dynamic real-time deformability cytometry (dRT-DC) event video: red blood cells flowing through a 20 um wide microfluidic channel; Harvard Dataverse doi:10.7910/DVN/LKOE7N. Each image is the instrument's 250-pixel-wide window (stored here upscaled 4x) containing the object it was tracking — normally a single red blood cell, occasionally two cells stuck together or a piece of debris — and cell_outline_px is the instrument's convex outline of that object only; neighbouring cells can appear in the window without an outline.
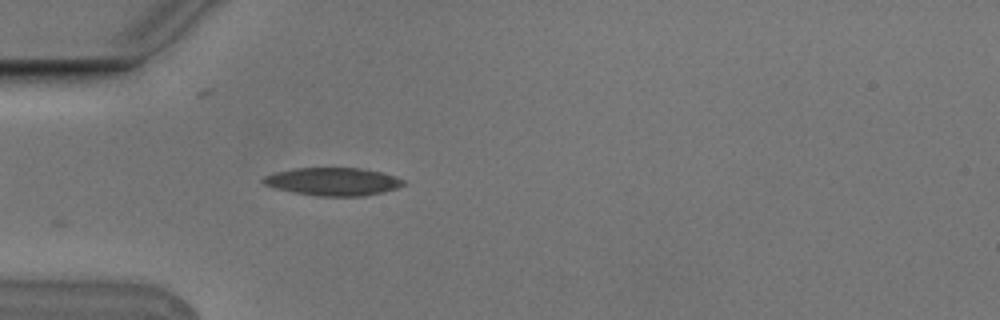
{"species": "Egyptian fruit bat (a non-hibernating species)", "species_latin": "Rousettus aegyptiacus", "temperature_condition": "cold", "stored_images_in_passage": 2, "camera_frame_rate_fps": 3000, "um_per_image_px": 0.085, "animal": {"sex": "male"}, "frame": {"image": 1, "passage_image": 2, "time_ms": 0.333, "image_size_px": [1000, 320], "cell_outline_px": [[404, 184], [396, 188], [364, 196], [316, 196], [292, 192], [276, 188], [264, 184], [260, 180], [264, 176], [276, 172], [292, 168], [360, 168], [380, 172], [404, 180]], "centroid_in_image_um": [28.24, 15.43], "position_along_channel_um": 56.8, "area_um2": 22.6}}